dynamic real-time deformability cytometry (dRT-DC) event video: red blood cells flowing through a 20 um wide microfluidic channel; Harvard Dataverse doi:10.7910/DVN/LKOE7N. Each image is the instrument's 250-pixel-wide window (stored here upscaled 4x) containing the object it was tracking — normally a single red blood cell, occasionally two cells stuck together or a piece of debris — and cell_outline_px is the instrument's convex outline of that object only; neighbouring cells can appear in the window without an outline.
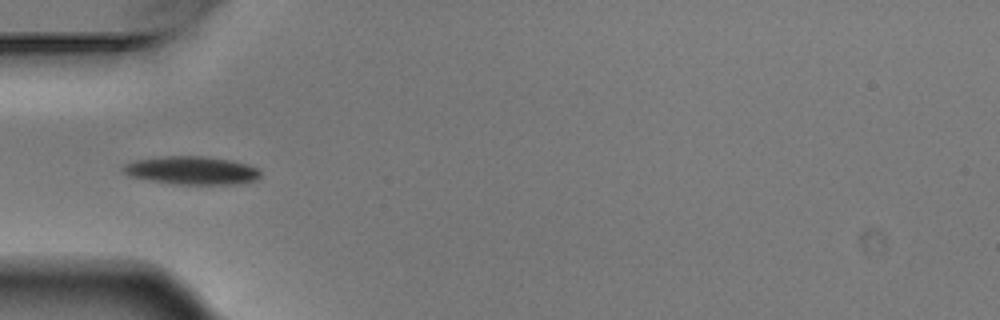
{"species": "Egyptian fruit bat (a non-hibernating species)", "species_latin": "Rousettus aegyptiacus", "temperature_condition": "warm", "stored_images_in_passage": 9, "camera_frame_rate_fps": 3000, "um_per_image_px": 0.085, "animal": {"sex": "male"}, "frame": {"image": 1, "passage_image": 5, "time_ms": 1.333, "image_size_px": [1000, 320], "cell_outline_px": [[260, 176], [256, 180], [236, 184], [172, 184], [148, 180], [128, 176], [120, 168], [124, 164], [136, 160], [164, 156], [204, 156], [228, 160], [248, 164], [256, 168], [260, 172]], "centroid_in_image_um": [16.25, 14.49], "position_along_channel_um": 68.7, "area_um2": 22.54}}
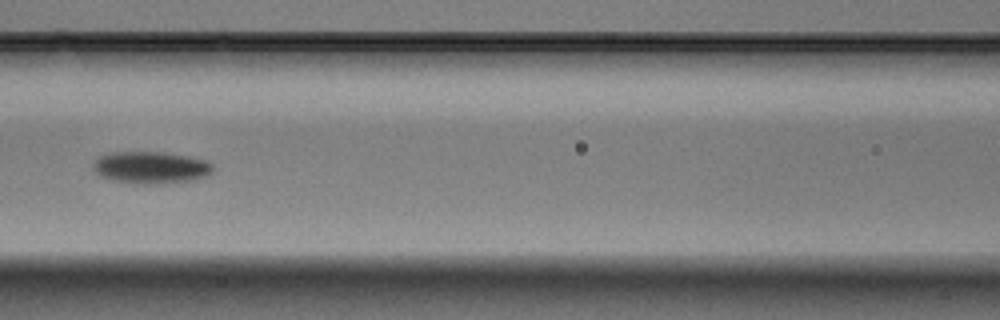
{"frame": {"image": 2, "passage_image": 7, "time_ms": 2.0, "image_size_px": [1000, 320], "cell_outline_px": [[212, 172], [208, 176], [192, 180], [152, 184], [140, 184], [116, 180], [100, 176], [92, 168], [96, 160], [100, 156], [108, 152], [164, 152], [188, 156], [204, 160], [212, 164]], "centroid_in_image_um": [12.83, 14.23], "position_along_channel_um": 153.8, "area_um2": 22.2}}
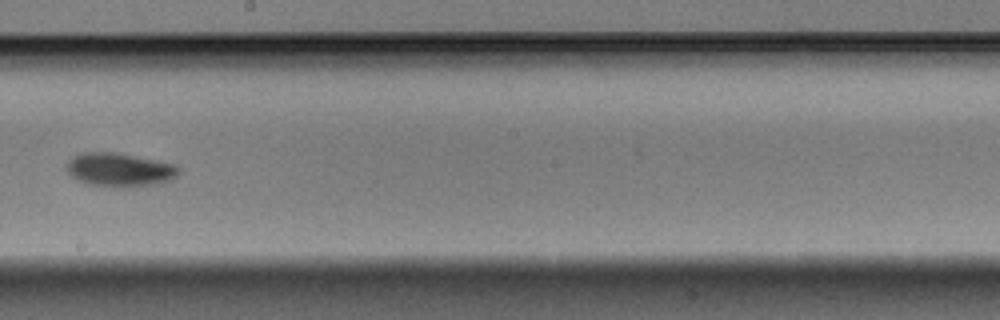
{"frame": {"image": 3, "passage_image": 9, "time_ms": 2.667, "image_size_px": [1000, 320], "cell_outline_px": [[180, 172], [176, 176], [168, 180], [156, 184], [124, 188], [116, 188], [88, 184], [72, 176], [68, 172], [68, 160], [72, 156], [84, 152], [112, 152], [156, 160], [176, 164], [180, 168]], "centroid_in_image_um": [10.18, 14.44], "position_along_channel_um": 238.0, "area_um2": 21.96}}